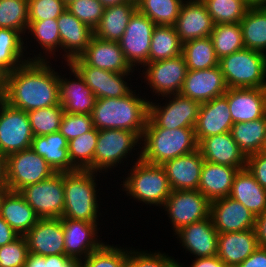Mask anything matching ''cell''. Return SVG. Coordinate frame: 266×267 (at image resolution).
I'll return each instance as SVG.
<instances>
[{
	"mask_svg": "<svg viewBox=\"0 0 266 267\" xmlns=\"http://www.w3.org/2000/svg\"><path fill=\"white\" fill-rule=\"evenodd\" d=\"M47 61H28L4 77L2 99L25 112L60 105L59 77Z\"/></svg>",
	"mask_w": 266,
	"mask_h": 267,
	"instance_id": "6da1fadb",
	"label": "cell"
},
{
	"mask_svg": "<svg viewBox=\"0 0 266 267\" xmlns=\"http://www.w3.org/2000/svg\"><path fill=\"white\" fill-rule=\"evenodd\" d=\"M133 91L121 98H98L91 113L97 130L124 129L141 138L149 117V102Z\"/></svg>",
	"mask_w": 266,
	"mask_h": 267,
	"instance_id": "7a4b0ae2",
	"label": "cell"
},
{
	"mask_svg": "<svg viewBox=\"0 0 266 267\" xmlns=\"http://www.w3.org/2000/svg\"><path fill=\"white\" fill-rule=\"evenodd\" d=\"M142 138L141 159L150 164L163 165L198 149L195 128H159L149 117Z\"/></svg>",
	"mask_w": 266,
	"mask_h": 267,
	"instance_id": "3957f363",
	"label": "cell"
},
{
	"mask_svg": "<svg viewBox=\"0 0 266 267\" xmlns=\"http://www.w3.org/2000/svg\"><path fill=\"white\" fill-rule=\"evenodd\" d=\"M95 173L91 170L64 172L65 206L61 218L97 223L98 201Z\"/></svg>",
	"mask_w": 266,
	"mask_h": 267,
	"instance_id": "277c9868",
	"label": "cell"
},
{
	"mask_svg": "<svg viewBox=\"0 0 266 267\" xmlns=\"http://www.w3.org/2000/svg\"><path fill=\"white\" fill-rule=\"evenodd\" d=\"M131 175L123 181L129 196L145 204L163 206L172 189L162 165L150 164L139 158L132 167Z\"/></svg>",
	"mask_w": 266,
	"mask_h": 267,
	"instance_id": "5b68a950",
	"label": "cell"
},
{
	"mask_svg": "<svg viewBox=\"0 0 266 267\" xmlns=\"http://www.w3.org/2000/svg\"><path fill=\"white\" fill-rule=\"evenodd\" d=\"M228 88H266V53L243 48L219 59Z\"/></svg>",
	"mask_w": 266,
	"mask_h": 267,
	"instance_id": "8992f818",
	"label": "cell"
},
{
	"mask_svg": "<svg viewBox=\"0 0 266 267\" xmlns=\"http://www.w3.org/2000/svg\"><path fill=\"white\" fill-rule=\"evenodd\" d=\"M19 193L39 218H61L64 211V172L22 188Z\"/></svg>",
	"mask_w": 266,
	"mask_h": 267,
	"instance_id": "52a82bcc",
	"label": "cell"
},
{
	"mask_svg": "<svg viewBox=\"0 0 266 267\" xmlns=\"http://www.w3.org/2000/svg\"><path fill=\"white\" fill-rule=\"evenodd\" d=\"M34 138L28 113L0 99V153L4 156L29 149Z\"/></svg>",
	"mask_w": 266,
	"mask_h": 267,
	"instance_id": "ba28073f",
	"label": "cell"
},
{
	"mask_svg": "<svg viewBox=\"0 0 266 267\" xmlns=\"http://www.w3.org/2000/svg\"><path fill=\"white\" fill-rule=\"evenodd\" d=\"M7 158V183L10 191L41 182L55 174L43 157L31 148L10 154Z\"/></svg>",
	"mask_w": 266,
	"mask_h": 267,
	"instance_id": "9c48e42d",
	"label": "cell"
},
{
	"mask_svg": "<svg viewBox=\"0 0 266 267\" xmlns=\"http://www.w3.org/2000/svg\"><path fill=\"white\" fill-rule=\"evenodd\" d=\"M210 205L211 202L199 190H172L163 204L175 232L210 217Z\"/></svg>",
	"mask_w": 266,
	"mask_h": 267,
	"instance_id": "30bf717a",
	"label": "cell"
},
{
	"mask_svg": "<svg viewBox=\"0 0 266 267\" xmlns=\"http://www.w3.org/2000/svg\"><path fill=\"white\" fill-rule=\"evenodd\" d=\"M142 138L124 129L99 130L93 160V171L100 172L116 166Z\"/></svg>",
	"mask_w": 266,
	"mask_h": 267,
	"instance_id": "8fae6325",
	"label": "cell"
},
{
	"mask_svg": "<svg viewBox=\"0 0 266 267\" xmlns=\"http://www.w3.org/2000/svg\"><path fill=\"white\" fill-rule=\"evenodd\" d=\"M155 26L153 21L138 10L132 15L123 36L118 41L131 67L149 63L151 37Z\"/></svg>",
	"mask_w": 266,
	"mask_h": 267,
	"instance_id": "7c38bea8",
	"label": "cell"
},
{
	"mask_svg": "<svg viewBox=\"0 0 266 267\" xmlns=\"http://www.w3.org/2000/svg\"><path fill=\"white\" fill-rule=\"evenodd\" d=\"M172 100L166 106L149 102V118L159 127L167 129L195 128L200 103L179 94L168 95ZM160 106V107H159Z\"/></svg>",
	"mask_w": 266,
	"mask_h": 267,
	"instance_id": "4fadbf2b",
	"label": "cell"
},
{
	"mask_svg": "<svg viewBox=\"0 0 266 267\" xmlns=\"http://www.w3.org/2000/svg\"><path fill=\"white\" fill-rule=\"evenodd\" d=\"M148 66L144 74L148 85L158 95L166 96L179 94L182 90L184 80L187 74V65L182 54L160 60L146 63Z\"/></svg>",
	"mask_w": 266,
	"mask_h": 267,
	"instance_id": "5bb4252c",
	"label": "cell"
},
{
	"mask_svg": "<svg viewBox=\"0 0 266 267\" xmlns=\"http://www.w3.org/2000/svg\"><path fill=\"white\" fill-rule=\"evenodd\" d=\"M84 79L86 85L98 98H121L132 90L128 87L124 77L128 73H116L105 69L85 65L79 58L72 59L68 64Z\"/></svg>",
	"mask_w": 266,
	"mask_h": 267,
	"instance_id": "9a60e30c",
	"label": "cell"
},
{
	"mask_svg": "<svg viewBox=\"0 0 266 267\" xmlns=\"http://www.w3.org/2000/svg\"><path fill=\"white\" fill-rule=\"evenodd\" d=\"M210 217L218 233L238 232L255 228L256 215L230 196L211 202Z\"/></svg>",
	"mask_w": 266,
	"mask_h": 267,
	"instance_id": "2e32d148",
	"label": "cell"
},
{
	"mask_svg": "<svg viewBox=\"0 0 266 267\" xmlns=\"http://www.w3.org/2000/svg\"><path fill=\"white\" fill-rule=\"evenodd\" d=\"M228 86L219 66L188 70L180 94L202 104L226 93Z\"/></svg>",
	"mask_w": 266,
	"mask_h": 267,
	"instance_id": "e0dca14e",
	"label": "cell"
},
{
	"mask_svg": "<svg viewBox=\"0 0 266 267\" xmlns=\"http://www.w3.org/2000/svg\"><path fill=\"white\" fill-rule=\"evenodd\" d=\"M24 237L30 253L41 256L65 255L61 218H39Z\"/></svg>",
	"mask_w": 266,
	"mask_h": 267,
	"instance_id": "ac0fdd59",
	"label": "cell"
},
{
	"mask_svg": "<svg viewBox=\"0 0 266 267\" xmlns=\"http://www.w3.org/2000/svg\"><path fill=\"white\" fill-rule=\"evenodd\" d=\"M64 230L65 255L69 258L82 261L90 253L98 250L104 243L97 241V224L83 220L61 218ZM83 255V256H81Z\"/></svg>",
	"mask_w": 266,
	"mask_h": 267,
	"instance_id": "d6986e66",
	"label": "cell"
},
{
	"mask_svg": "<svg viewBox=\"0 0 266 267\" xmlns=\"http://www.w3.org/2000/svg\"><path fill=\"white\" fill-rule=\"evenodd\" d=\"M227 98L233 123L266 116V88H228Z\"/></svg>",
	"mask_w": 266,
	"mask_h": 267,
	"instance_id": "ffe728a7",
	"label": "cell"
},
{
	"mask_svg": "<svg viewBox=\"0 0 266 267\" xmlns=\"http://www.w3.org/2000/svg\"><path fill=\"white\" fill-rule=\"evenodd\" d=\"M182 43L209 37L214 23L201 0L182 3L177 21L173 25Z\"/></svg>",
	"mask_w": 266,
	"mask_h": 267,
	"instance_id": "44dd1931",
	"label": "cell"
},
{
	"mask_svg": "<svg viewBox=\"0 0 266 267\" xmlns=\"http://www.w3.org/2000/svg\"><path fill=\"white\" fill-rule=\"evenodd\" d=\"M78 58L85 65L110 72L128 73L134 69L126 61L118 42L102 40L95 36Z\"/></svg>",
	"mask_w": 266,
	"mask_h": 267,
	"instance_id": "7402d4cb",
	"label": "cell"
},
{
	"mask_svg": "<svg viewBox=\"0 0 266 267\" xmlns=\"http://www.w3.org/2000/svg\"><path fill=\"white\" fill-rule=\"evenodd\" d=\"M198 150L205 161L237 167L239 170L246 168L247 156L238 147L231 132L201 139Z\"/></svg>",
	"mask_w": 266,
	"mask_h": 267,
	"instance_id": "603a6c76",
	"label": "cell"
},
{
	"mask_svg": "<svg viewBox=\"0 0 266 267\" xmlns=\"http://www.w3.org/2000/svg\"><path fill=\"white\" fill-rule=\"evenodd\" d=\"M233 120L227 98L222 95L200 104L195 126L197 142L212 135L230 132Z\"/></svg>",
	"mask_w": 266,
	"mask_h": 267,
	"instance_id": "cb8c5ba5",
	"label": "cell"
},
{
	"mask_svg": "<svg viewBox=\"0 0 266 267\" xmlns=\"http://www.w3.org/2000/svg\"><path fill=\"white\" fill-rule=\"evenodd\" d=\"M204 159L197 149L187 155L165 162V169L172 190H198Z\"/></svg>",
	"mask_w": 266,
	"mask_h": 267,
	"instance_id": "d4e9b609",
	"label": "cell"
},
{
	"mask_svg": "<svg viewBox=\"0 0 266 267\" xmlns=\"http://www.w3.org/2000/svg\"><path fill=\"white\" fill-rule=\"evenodd\" d=\"M186 251L197 258L217 255L218 232L213 226L211 217L199 222L185 225L176 231Z\"/></svg>",
	"mask_w": 266,
	"mask_h": 267,
	"instance_id": "484cf974",
	"label": "cell"
},
{
	"mask_svg": "<svg viewBox=\"0 0 266 267\" xmlns=\"http://www.w3.org/2000/svg\"><path fill=\"white\" fill-rule=\"evenodd\" d=\"M57 25L61 39V49L63 48L66 52L65 58L67 57L66 61L69 63L85 51L94 36V30L81 22L67 9L57 18Z\"/></svg>",
	"mask_w": 266,
	"mask_h": 267,
	"instance_id": "4316f807",
	"label": "cell"
},
{
	"mask_svg": "<svg viewBox=\"0 0 266 267\" xmlns=\"http://www.w3.org/2000/svg\"><path fill=\"white\" fill-rule=\"evenodd\" d=\"M70 69L78 80L68 81L70 79H61L58 75L60 105L66 113L91 115L96 97L79 73L71 66Z\"/></svg>",
	"mask_w": 266,
	"mask_h": 267,
	"instance_id": "83f0119b",
	"label": "cell"
},
{
	"mask_svg": "<svg viewBox=\"0 0 266 267\" xmlns=\"http://www.w3.org/2000/svg\"><path fill=\"white\" fill-rule=\"evenodd\" d=\"M258 247L255 229L218 233L217 257L226 265L242 263Z\"/></svg>",
	"mask_w": 266,
	"mask_h": 267,
	"instance_id": "f1b7e54d",
	"label": "cell"
},
{
	"mask_svg": "<svg viewBox=\"0 0 266 267\" xmlns=\"http://www.w3.org/2000/svg\"><path fill=\"white\" fill-rule=\"evenodd\" d=\"M237 167H230L204 160L198 190L210 201L230 195Z\"/></svg>",
	"mask_w": 266,
	"mask_h": 267,
	"instance_id": "f546056e",
	"label": "cell"
},
{
	"mask_svg": "<svg viewBox=\"0 0 266 267\" xmlns=\"http://www.w3.org/2000/svg\"><path fill=\"white\" fill-rule=\"evenodd\" d=\"M68 144L69 141L57 131L44 136H35L30 148L43 157L55 172H72L77 169L70 162Z\"/></svg>",
	"mask_w": 266,
	"mask_h": 267,
	"instance_id": "4dcf8cb0",
	"label": "cell"
},
{
	"mask_svg": "<svg viewBox=\"0 0 266 267\" xmlns=\"http://www.w3.org/2000/svg\"><path fill=\"white\" fill-rule=\"evenodd\" d=\"M229 196L242 203L256 216L266 210V189L256 181L247 168L236 173Z\"/></svg>",
	"mask_w": 266,
	"mask_h": 267,
	"instance_id": "1f68e13d",
	"label": "cell"
},
{
	"mask_svg": "<svg viewBox=\"0 0 266 267\" xmlns=\"http://www.w3.org/2000/svg\"><path fill=\"white\" fill-rule=\"evenodd\" d=\"M0 216L19 235H25L39 220L24 197L19 192L10 190L2 200Z\"/></svg>",
	"mask_w": 266,
	"mask_h": 267,
	"instance_id": "d6a6232c",
	"label": "cell"
},
{
	"mask_svg": "<svg viewBox=\"0 0 266 267\" xmlns=\"http://www.w3.org/2000/svg\"><path fill=\"white\" fill-rule=\"evenodd\" d=\"M136 11V0L105 8L99 25L94 29V36L102 40L118 42Z\"/></svg>",
	"mask_w": 266,
	"mask_h": 267,
	"instance_id": "836d02e7",
	"label": "cell"
},
{
	"mask_svg": "<svg viewBox=\"0 0 266 267\" xmlns=\"http://www.w3.org/2000/svg\"><path fill=\"white\" fill-rule=\"evenodd\" d=\"M20 34L22 33L14 29L0 28V74L3 77L28 61L47 60L46 57L44 59L41 56L42 54H39L37 58L24 59L22 61L24 42Z\"/></svg>",
	"mask_w": 266,
	"mask_h": 267,
	"instance_id": "e575fe53",
	"label": "cell"
},
{
	"mask_svg": "<svg viewBox=\"0 0 266 267\" xmlns=\"http://www.w3.org/2000/svg\"><path fill=\"white\" fill-rule=\"evenodd\" d=\"M245 48L264 53L266 50V6L249 7L240 21Z\"/></svg>",
	"mask_w": 266,
	"mask_h": 267,
	"instance_id": "d590c367",
	"label": "cell"
},
{
	"mask_svg": "<svg viewBox=\"0 0 266 267\" xmlns=\"http://www.w3.org/2000/svg\"><path fill=\"white\" fill-rule=\"evenodd\" d=\"M230 132L246 156L260 152L266 135V116L253 121L234 123Z\"/></svg>",
	"mask_w": 266,
	"mask_h": 267,
	"instance_id": "8d00e7d4",
	"label": "cell"
},
{
	"mask_svg": "<svg viewBox=\"0 0 266 267\" xmlns=\"http://www.w3.org/2000/svg\"><path fill=\"white\" fill-rule=\"evenodd\" d=\"M183 43L174 26L156 25L149 50V63L166 60L182 54Z\"/></svg>",
	"mask_w": 266,
	"mask_h": 267,
	"instance_id": "74e56055",
	"label": "cell"
},
{
	"mask_svg": "<svg viewBox=\"0 0 266 267\" xmlns=\"http://www.w3.org/2000/svg\"><path fill=\"white\" fill-rule=\"evenodd\" d=\"M182 56L188 70H204L219 66V59L210 37L184 42Z\"/></svg>",
	"mask_w": 266,
	"mask_h": 267,
	"instance_id": "f35d334b",
	"label": "cell"
},
{
	"mask_svg": "<svg viewBox=\"0 0 266 267\" xmlns=\"http://www.w3.org/2000/svg\"><path fill=\"white\" fill-rule=\"evenodd\" d=\"M209 37L218 59L245 48L240 23L216 24Z\"/></svg>",
	"mask_w": 266,
	"mask_h": 267,
	"instance_id": "ab89813d",
	"label": "cell"
},
{
	"mask_svg": "<svg viewBox=\"0 0 266 267\" xmlns=\"http://www.w3.org/2000/svg\"><path fill=\"white\" fill-rule=\"evenodd\" d=\"M98 133L99 130L94 127L91 131L69 141L68 156L76 169L93 171Z\"/></svg>",
	"mask_w": 266,
	"mask_h": 267,
	"instance_id": "60d3db41",
	"label": "cell"
},
{
	"mask_svg": "<svg viewBox=\"0 0 266 267\" xmlns=\"http://www.w3.org/2000/svg\"><path fill=\"white\" fill-rule=\"evenodd\" d=\"M183 0H136L137 10L156 25L173 26Z\"/></svg>",
	"mask_w": 266,
	"mask_h": 267,
	"instance_id": "b9f144b4",
	"label": "cell"
},
{
	"mask_svg": "<svg viewBox=\"0 0 266 267\" xmlns=\"http://www.w3.org/2000/svg\"><path fill=\"white\" fill-rule=\"evenodd\" d=\"M214 25L240 23L249 6L244 0H201Z\"/></svg>",
	"mask_w": 266,
	"mask_h": 267,
	"instance_id": "7bdbcfd3",
	"label": "cell"
},
{
	"mask_svg": "<svg viewBox=\"0 0 266 267\" xmlns=\"http://www.w3.org/2000/svg\"><path fill=\"white\" fill-rule=\"evenodd\" d=\"M28 0H0V28L28 30Z\"/></svg>",
	"mask_w": 266,
	"mask_h": 267,
	"instance_id": "ee69618b",
	"label": "cell"
},
{
	"mask_svg": "<svg viewBox=\"0 0 266 267\" xmlns=\"http://www.w3.org/2000/svg\"><path fill=\"white\" fill-rule=\"evenodd\" d=\"M31 129L35 136H44L59 131L64 114L61 105H53L28 111Z\"/></svg>",
	"mask_w": 266,
	"mask_h": 267,
	"instance_id": "f6af8a7d",
	"label": "cell"
},
{
	"mask_svg": "<svg viewBox=\"0 0 266 267\" xmlns=\"http://www.w3.org/2000/svg\"><path fill=\"white\" fill-rule=\"evenodd\" d=\"M84 260L81 262L86 267H128V250L103 244Z\"/></svg>",
	"mask_w": 266,
	"mask_h": 267,
	"instance_id": "bcb514c9",
	"label": "cell"
},
{
	"mask_svg": "<svg viewBox=\"0 0 266 267\" xmlns=\"http://www.w3.org/2000/svg\"><path fill=\"white\" fill-rule=\"evenodd\" d=\"M28 30L34 35L36 41L45 52H54L56 47H61V39L57 25V19H45L42 21H29Z\"/></svg>",
	"mask_w": 266,
	"mask_h": 267,
	"instance_id": "7dc6e473",
	"label": "cell"
},
{
	"mask_svg": "<svg viewBox=\"0 0 266 267\" xmlns=\"http://www.w3.org/2000/svg\"><path fill=\"white\" fill-rule=\"evenodd\" d=\"M66 9L93 30L99 25L105 7L99 0H74Z\"/></svg>",
	"mask_w": 266,
	"mask_h": 267,
	"instance_id": "c3c4849f",
	"label": "cell"
},
{
	"mask_svg": "<svg viewBox=\"0 0 266 267\" xmlns=\"http://www.w3.org/2000/svg\"><path fill=\"white\" fill-rule=\"evenodd\" d=\"M29 255L24 235L0 247V267H22Z\"/></svg>",
	"mask_w": 266,
	"mask_h": 267,
	"instance_id": "681fc988",
	"label": "cell"
},
{
	"mask_svg": "<svg viewBox=\"0 0 266 267\" xmlns=\"http://www.w3.org/2000/svg\"><path fill=\"white\" fill-rule=\"evenodd\" d=\"M94 128L91 115L64 112L59 132L70 141Z\"/></svg>",
	"mask_w": 266,
	"mask_h": 267,
	"instance_id": "f907efd6",
	"label": "cell"
},
{
	"mask_svg": "<svg viewBox=\"0 0 266 267\" xmlns=\"http://www.w3.org/2000/svg\"><path fill=\"white\" fill-rule=\"evenodd\" d=\"M65 10L63 0H28L29 21L57 19Z\"/></svg>",
	"mask_w": 266,
	"mask_h": 267,
	"instance_id": "816d5d0a",
	"label": "cell"
},
{
	"mask_svg": "<svg viewBox=\"0 0 266 267\" xmlns=\"http://www.w3.org/2000/svg\"><path fill=\"white\" fill-rule=\"evenodd\" d=\"M128 267H181L180 263L166 254L128 251Z\"/></svg>",
	"mask_w": 266,
	"mask_h": 267,
	"instance_id": "f5cc1de1",
	"label": "cell"
},
{
	"mask_svg": "<svg viewBox=\"0 0 266 267\" xmlns=\"http://www.w3.org/2000/svg\"><path fill=\"white\" fill-rule=\"evenodd\" d=\"M246 168L256 181L266 189V153L260 151L247 156Z\"/></svg>",
	"mask_w": 266,
	"mask_h": 267,
	"instance_id": "db71d44e",
	"label": "cell"
},
{
	"mask_svg": "<svg viewBox=\"0 0 266 267\" xmlns=\"http://www.w3.org/2000/svg\"><path fill=\"white\" fill-rule=\"evenodd\" d=\"M239 265L241 267H266V248L259 246Z\"/></svg>",
	"mask_w": 266,
	"mask_h": 267,
	"instance_id": "11a10c76",
	"label": "cell"
},
{
	"mask_svg": "<svg viewBox=\"0 0 266 267\" xmlns=\"http://www.w3.org/2000/svg\"><path fill=\"white\" fill-rule=\"evenodd\" d=\"M78 262L66 255H48L45 256L44 267H75Z\"/></svg>",
	"mask_w": 266,
	"mask_h": 267,
	"instance_id": "9f6ffc18",
	"label": "cell"
},
{
	"mask_svg": "<svg viewBox=\"0 0 266 267\" xmlns=\"http://www.w3.org/2000/svg\"><path fill=\"white\" fill-rule=\"evenodd\" d=\"M255 232L260 247L266 248V210L256 216Z\"/></svg>",
	"mask_w": 266,
	"mask_h": 267,
	"instance_id": "6f0895ef",
	"label": "cell"
},
{
	"mask_svg": "<svg viewBox=\"0 0 266 267\" xmlns=\"http://www.w3.org/2000/svg\"><path fill=\"white\" fill-rule=\"evenodd\" d=\"M18 236L19 234L0 216V247L12 242Z\"/></svg>",
	"mask_w": 266,
	"mask_h": 267,
	"instance_id": "680465c9",
	"label": "cell"
},
{
	"mask_svg": "<svg viewBox=\"0 0 266 267\" xmlns=\"http://www.w3.org/2000/svg\"><path fill=\"white\" fill-rule=\"evenodd\" d=\"M191 267H227V265L220 260L217 255L211 257L195 258ZM181 267H183L181 265Z\"/></svg>",
	"mask_w": 266,
	"mask_h": 267,
	"instance_id": "91938a15",
	"label": "cell"
},
{
	"mask_svg": "<svg viewBox=\"0 0 266 267\" xmlns=\"http://www.w3.org/2000/svg\"><path fill=\"white\" fill-rule=\"evenodd\" d=\"M0 188H9L7 183V158L0 153Z\"/></svg>",
	"mask_w": 266,
	"mask_h": 267,
	"instance_id": "94428289",
	"label": "cell"
},
{
	"mask_svg": "<svg viewBox=\"0 0 266 267\" xmlns=\"http://www.w3.org/2000/svg\"><path fill=\"white\" fill-rule=\"evenodd\" d=\"M44 263H45V256L36 255L29 252L25 264L28 267H44Z\"/></svg>",
	"mask_w": 266,
	"mask_h": 267,
	"instance_id": "6125c7cd",
	"label": "cell"
},
{
	"mask_svg": "<svg viewBox=\"0 0 266 267\" xmlns=\"http://www.w3.org/2000/svg\"><path fill=\"white\" fill-rule=\"evenodd\" d=\"M102 5L107 8V7H110V6H115V5H118V4H121V3H125V2H129L131 0H99Z\"/></svg>",
	"mask_w": 266,
	"mask_h": 267,
	"instance_id": "be15d7a7",
	"label": "cell"
},
{
	"mask_svg": "<svg viewBox=\"0 0 266 267\" xmlns=\"http://www.w3.org/2000/svg\"><path fill=\"white\" fill-rule=\"evenodd\" d=\"M249 7L266 6V0H244Z\"/></svg>",
	"mask_w": 266,
	"mask_h": 267,
	"instance_id": "e7e4bbea",
	"label": "cell"
},
{
	"mask_svg": "<svg viewBox=\"0 0 266 267\" xmlns=\"http://www.w3.org/2000/svg\"><path fill=\"white\" fill-rule=\"evenodd\" d=\"M8 191H9V188H0V209H1L2 200Z\"/></svg>",
	"mask_w": 266,
	"mask_h": 267,
	"instance_id": "03108f58",
	"label": "cell"
},
{
	"mask_svg": "<svg viewBox=\"0 0 266 267\" xmlns=\"http://www.w3.org/2000/svg\"><path fill=\"white\" fill-rule=\"evenodd\" d=\"M3 81H4V77L0 74V96H2V92H3Z\"/></svg>",
	"mask_w": 266,
	"mask_h": 267,
	"instance_id": "003e7915",
	"label": "cell"
},
{
	"mask_svg": "<svg viewBox=\"0 0 266 267\" xmlns=\"http://www.w3.org/2000/svg\"><path fill=\"white\" fill-rule=\"evenodd\" d=\"M261 151L266 153V135H265V139H264V143H263Z\"/></svg>",
	"mask_w": 266,
	"mask_h": 267,
	"instance_id": "a7ac6f4b",
	"label": "cell"
},
{
	"mask_svg": "<svg viewBox=\"0 0 266 267\" xmlns=\"http://www.w3.org/2000/svg\"><path fill=\"white\" fill-rule=\"evenodd\" d=\"M75 267H86L81 261H79Z\"/></svg>",
	"mask_w": 266,
	"mask_h": 267,
	"instance_id": "89a4df30",
	"label": "cell"
},
{
	"mask_svg": "<svg viewBox=\"0 0 266 267\" xmlns=\"http://www.w3.org/2000/svg\"><path fill=\"white\" fill-rule=\"evenodd\" d=\"M227 267H241L239 264L227 265Z\"/></svg>",
	"mask_w": 266,
	"mask_h": 267,
	"instance_id": "2644e50d",
	"label": "cell"
},
{
	"mask_svg": "<svg viewBox=\"0 0 266 267\" xmlns=\"http://www.w3.org/2000/svg\"><path fill=\"white\" fill-rule=\"evenodd\" d=\"M65 2V4L67 5L68 3H70L71 1H74V0H63Z\"/></svg>",
	"mask_w": 266,
	"mask_h": 267,
	"instance_id": "8c879c8a",
	"label": "cell"
}]
</instances>
